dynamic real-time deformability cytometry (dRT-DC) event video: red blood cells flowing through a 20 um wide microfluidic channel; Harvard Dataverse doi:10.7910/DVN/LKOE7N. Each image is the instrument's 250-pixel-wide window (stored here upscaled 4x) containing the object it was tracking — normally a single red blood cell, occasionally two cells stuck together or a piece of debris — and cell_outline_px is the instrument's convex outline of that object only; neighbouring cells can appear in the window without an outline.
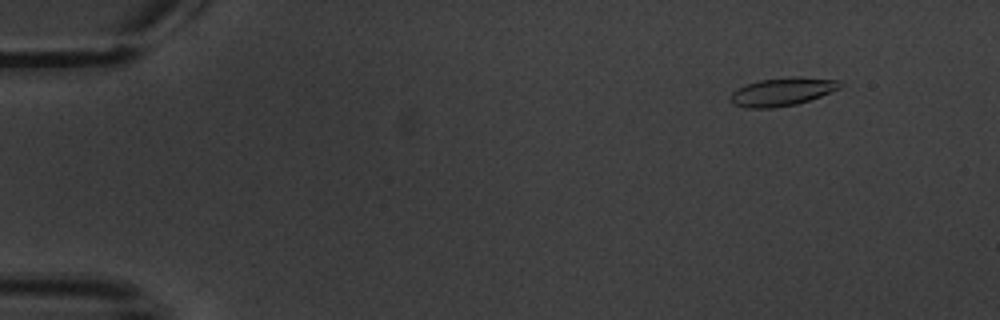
{"species": "common noctule bat (a hibernating species)", "species_latin": "Nyctalus noctula", "temperature_condition": "warm", "stored_images_in_passage": 6, "camera_frame_rate_fps": 3000, "um_per_image_px": 0.085, "animal": {"sex": "male", "body_mass_g": 20.1, "forearm_length_mm": 53.5}, "frame": {"image": 1, "passage_image": 6, "time_ms": 7.0, "image_size_px": [1000, 320], "cell_outline_px": [[844, 84], [840, 88], [820, 96], [796, 104], [772, 108], [744, 108], [732, 104], [728, 100], [728, 96], [736, 88], [760, 80], [792, 76], [800, 76], [840, 80]], "centroid_in_image_um": [66.46, 7.79], "position_along_channel_um": 18.5, "area_um2": 18.26}}